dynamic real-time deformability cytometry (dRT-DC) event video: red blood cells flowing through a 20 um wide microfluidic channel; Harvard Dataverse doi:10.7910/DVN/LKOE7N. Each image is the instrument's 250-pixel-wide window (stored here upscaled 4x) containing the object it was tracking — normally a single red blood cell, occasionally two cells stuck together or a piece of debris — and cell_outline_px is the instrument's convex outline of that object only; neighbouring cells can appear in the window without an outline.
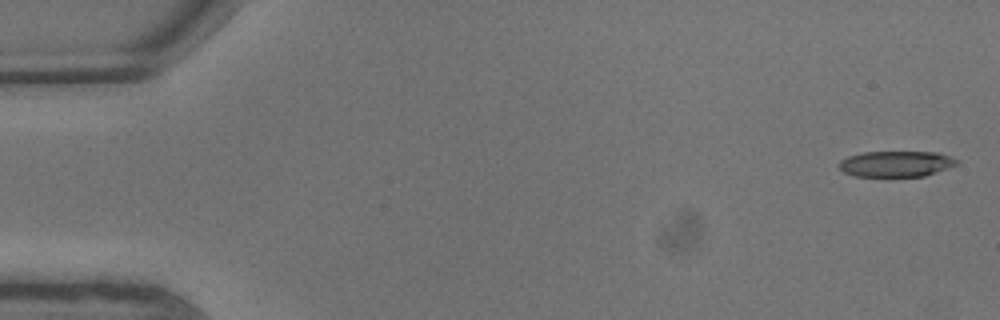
{"species": "common noctule bat (a hibernating species)", "species_latin": "Nyctalus noctula", "temperature_condition": "warm", "stored_images_in_passage": 10, "camera_frame_rate_fps": 3000, "um_per_image_px": 0.085, "animal": {"sex": "male", "body_mass_g": 13.3}, "frame": {"image": 1, "passage_image": 1, "time_ms": 0.0, "image_size_px": [1000, 320], "cell_outline_px": [[960, 164], [924, 176], [852, 176], [844, 172], [840, 168], [840, 160], [848, 156], [864, 152], [936, 152], [960, 160]], "centroid_in_image_um": [76.19, 13.92], "position_along_channel_um": 8.8, "area_um2": 17.69}}
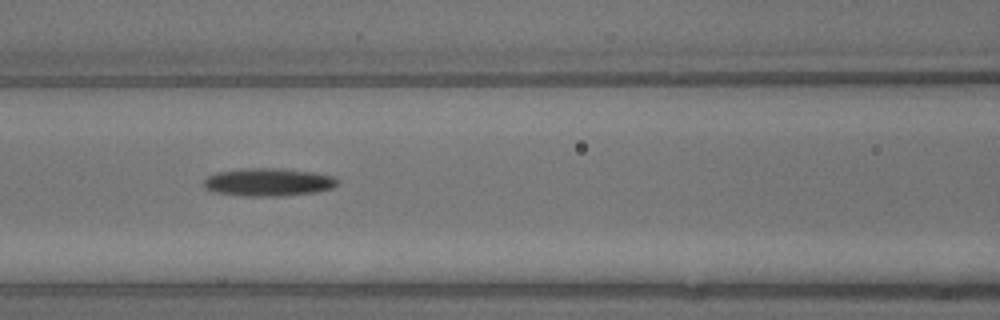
{"frame": {"image": 2, "passage_image": 9, "time_ms": 2.667, "image_size_px": [1000, 320], "cell_outline_px": [[340, 184], [332, 188], [316, 192], [280, 196], [244, 196], [216, 192], [204, 188], [204, 180], [208, 176], [216, 172], [240, 168], [280, 168], [312, 172], [336, 176], [340, 180]], "centroid_in_image_um": [22.85, 15.47], "position_along_channel_um": 143.8, "area_um2": 22.02}}
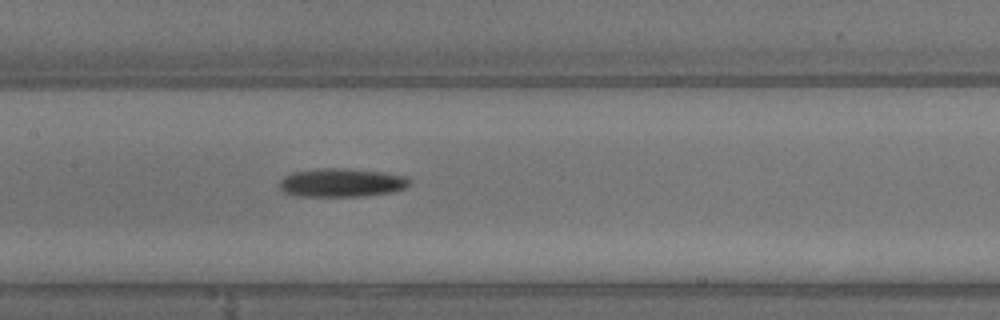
{"frame": {"image": 3, "passage_image": 10, "time_ms": 3.0, "image_size_px": [1000, 320], "cell_outline_px": [[412, 184], [404, 188], [392, 192], [364, 196], [300, 196], [284, 192], [280, 188], [280, 180], [284, 176], [292, 172], [320, 168], [344, 168], [384, 172], [408, 176], [412, 180]], "centroid_in_image_um": [29.09, 15.52], "position_along_channel_um": 178.3, "area_um2": 21.85}}